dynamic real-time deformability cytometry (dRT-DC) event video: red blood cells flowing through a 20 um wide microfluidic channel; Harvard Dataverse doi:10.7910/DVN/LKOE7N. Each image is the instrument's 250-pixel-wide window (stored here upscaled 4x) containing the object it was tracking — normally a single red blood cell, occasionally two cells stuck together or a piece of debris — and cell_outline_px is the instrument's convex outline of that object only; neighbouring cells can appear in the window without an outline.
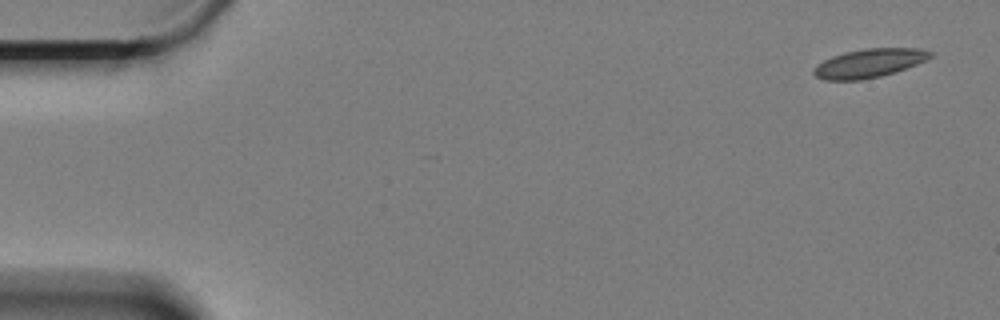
{"species": "Egyptian fruit bat (a non-hibernating species)", "species_latin": "Rousettus aegyptiacus", "temperature_condition": "cold", "stored_images_in_passage": 20, "camera_frame_rate_fps": 3000, "um_per_image_px": 0.085, "animal": {"sex": "female"}, "frame": {"image": 1, "passage_image": 1, "time_ms": 0.0, "image_size_px": [1000, 320], "cell_outline_px": [[932, 56], [916, 64], [880, 76], [860, 80], [824, 80], [816, 76], [812, 72], [812, 68], [816, 64], [832, 56], [844, 52], [864, 48], [920, 48], [932, 52]], "centroid_in_image_um": [73.81, 5.36], "position_along_channel_um": 11.2, "area_um2": 19.36}}
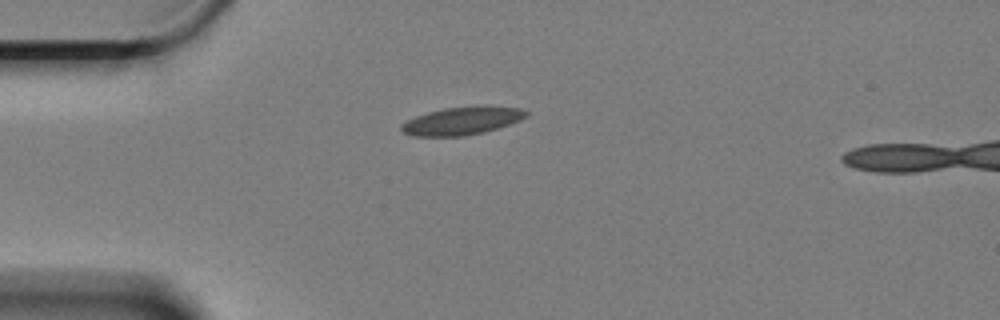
{"frame": {"image": 2, "passage_image": 14, "time_ms": 4.333, "image_size_px": [1000, 320], "cell_outline_px": [[528, 116], [520, 120], [496, 128], [480, 132], [460, 136], [416, 136], [404, 132], [400, 128], [400, 124], [416, 116], [428, 112], [444, 108], [476, 104], [492, 104], [520, 108], [528, 112]], "centroid_in_image_um": [39.31, 10.22], "position_along_channel_um": 45.7, "area_um2": 20.52}}
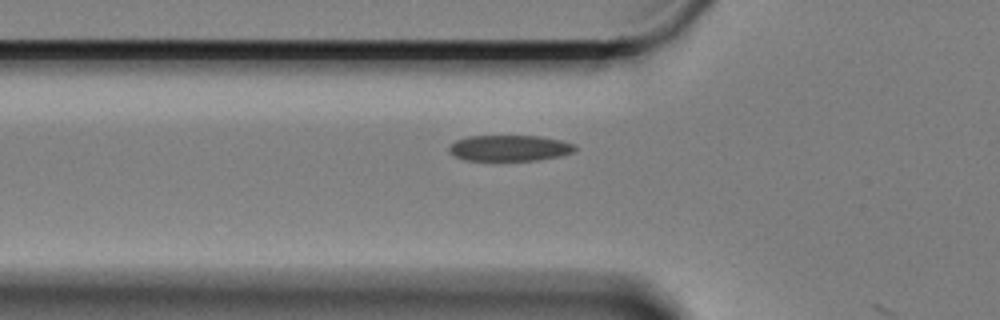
{"frame": {"image": 3, "passage_image": 19, "time_ms": 6.0, "image_size_px": [1000, 320], "cell_outline_px": [[576, 148], [572, 152], [560, 156], [536, 160], [464, 160], [456, 156], [448, 148], [456, 140], [468, 136], [540, 136], [560, 140], [572, 144]], "centroid_in_image_um": [43.31, 12.58], "position_along_channel_um": 82.5, "area_um2": 18.73}}